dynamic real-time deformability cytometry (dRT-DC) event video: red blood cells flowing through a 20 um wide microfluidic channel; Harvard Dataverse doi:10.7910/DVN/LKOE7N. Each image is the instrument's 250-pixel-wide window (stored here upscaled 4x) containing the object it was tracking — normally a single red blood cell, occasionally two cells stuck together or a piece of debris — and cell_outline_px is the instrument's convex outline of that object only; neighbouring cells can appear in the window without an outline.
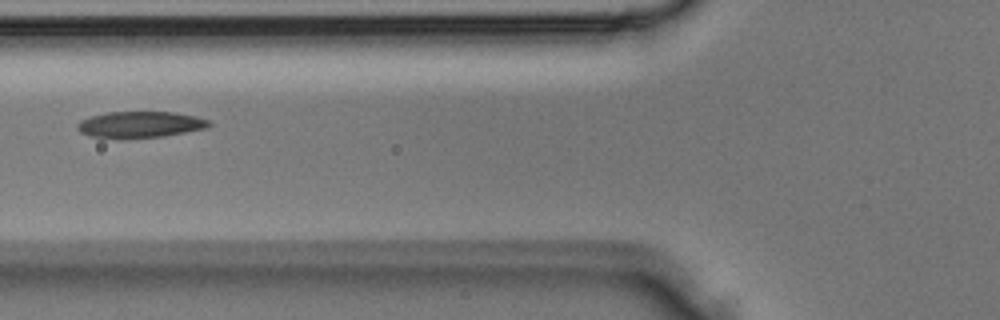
{"species": "Egyptian fruit bat (a non-hibernating species)", "species_latin": "Rousettus aegyptiacus", "temperature_condition": "room temperature", "stored_images_in_passage": 4, "camera_frame_rate_fps": 3000, "um_per_image_px": 0.085, "animal": {"sex": "male"}, "frame": {"image": 1, "passage_image": 4, "time_ms": 1.0, "image_size_px": [1000, 320], "cell_outline_px": [[212, 124], [208, 128], [164, 136], [124, 140], [120, 140], [88, 136], [80, 132], [76, 128], [76, 124], [80, 120], [92, 116], [108, 112], [172, 112], [196, 116], [212, 120]], "centroid_in_image_um": [11.9, 10.61], "position_along_channel_um": 113.9, "area_um2": 20.81}}